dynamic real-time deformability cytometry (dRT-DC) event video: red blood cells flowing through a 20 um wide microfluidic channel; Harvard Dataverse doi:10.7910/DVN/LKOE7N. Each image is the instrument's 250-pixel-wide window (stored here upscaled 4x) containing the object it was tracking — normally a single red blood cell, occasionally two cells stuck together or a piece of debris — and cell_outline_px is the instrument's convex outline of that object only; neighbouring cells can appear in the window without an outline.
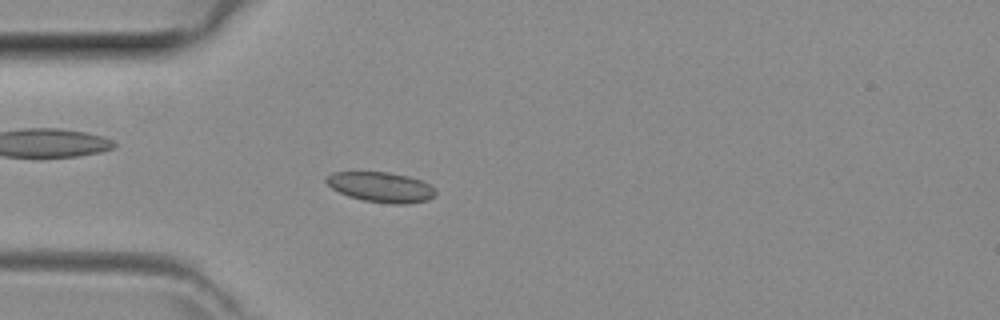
{"species": "common noctule bat (a hibernating species)", "species_latin": "Nyctalus noctula", "temperature_condition": "room temperature", "stored_images_in_passage": 36, "camera_frame_rate_fps": 3000, "um_per_image_px": 0.085, "animal": {"sex": "female", "body_mass_g": 29.2, "forearm_length_mm": 56.3}, "frame": {"image": 1, "passage_image": 4, "time_ms": 1.0, "image_size_px": [1000, 320], "cell_outline_px": [[436, 192], [428, 200], [404, 204], [392, 204], [364, 200], [348, 196], [332, 188], [324, 180], [324, 176], [332, 172], [388, 172], [408, 176], [420, 180], [428, 184]], "centroid_in_image_um": [32.33, 15.89], "position_along_channel_um": 52.7, "area_um2": 19.02}}
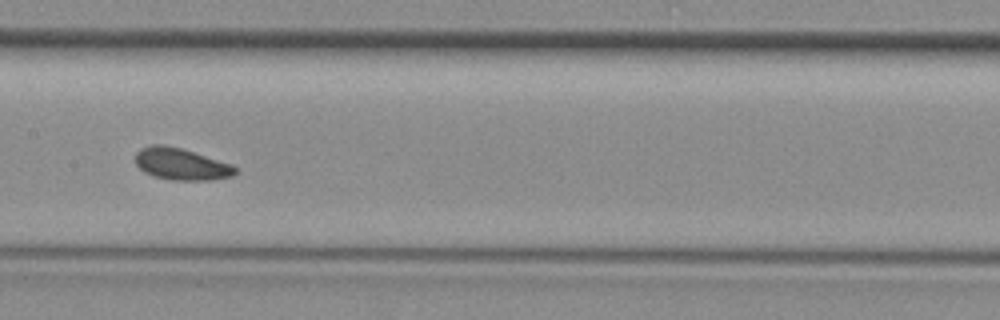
{"frame": {"image": 2, "passage_image": 14, "time_ms": 4.333, "image_size_px": [1000, 320], "cell_outline_px": [[236, 172], [232, 176], [212, 180], [172, 180], [152, 176], [144, 172], [136, 164], [136, 152], [140, 148], [152, 144], [164, 144], [180, 148], [232, 164], [236, 168]], "centroid_in_image_um": [15.37, 13.95], "position_along_channel_um": 192.0, "area_um2": 18.5}}
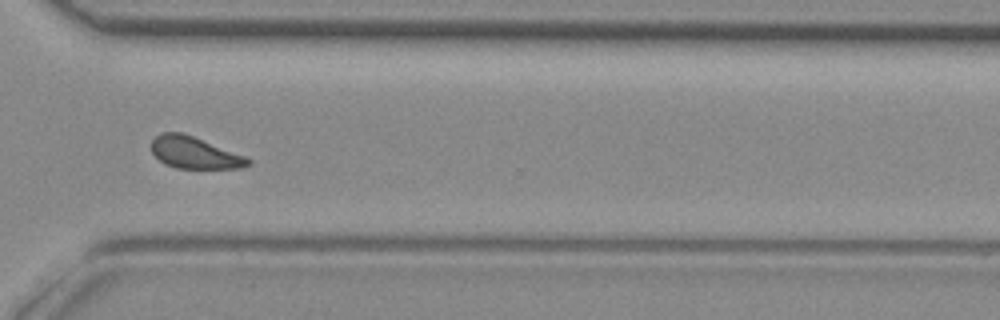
{"frame": {"image": 3, "passage_image": 25, "time_ms": 8.0, "image_size_px": [1000, 320], "cell_outline_px": [[252, 164], [244, 168], [176, 168], [164, 164], [152, 152], [152, 140], [160, 132], [184, 132], [244, 156], [252, 160]], "centroid_in_image_um": [16.54, 12.98], "position_along_channel_um": 354.1, "area_um2": 17.92}}